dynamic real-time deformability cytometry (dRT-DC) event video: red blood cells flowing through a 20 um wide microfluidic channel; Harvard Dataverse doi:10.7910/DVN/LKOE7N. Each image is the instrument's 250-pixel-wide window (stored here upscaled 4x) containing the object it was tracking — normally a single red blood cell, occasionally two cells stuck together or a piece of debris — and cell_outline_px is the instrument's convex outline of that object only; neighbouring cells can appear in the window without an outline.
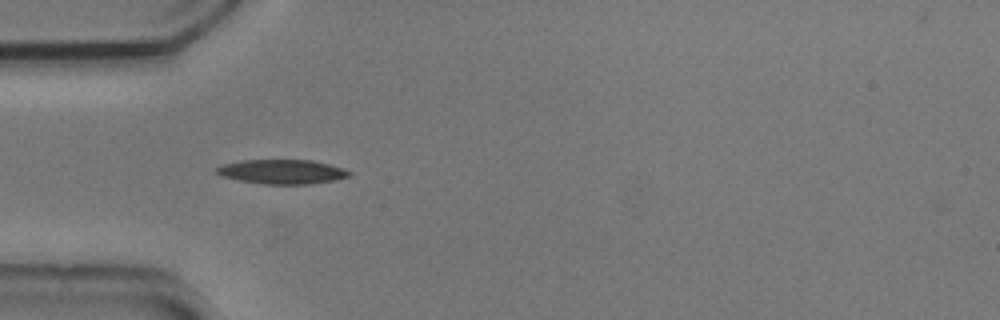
{"species": "common noctule bat (a hibernating species)", "species_latin": "Nyctalus noctula", "temperature_condition": "cold", "stored_images_in_passage": 7, "camera_frame_rate_fps": 3000, "um_per_image_px": 0.085, "animal": {"sex": "male", "body_mass_g": 20.5, "forearm_length_mm": 52.5}, "frame": {"image": 1, "passage_image": 1, "time_ms": 0.0, "image_size_px": [1000, 320], "cell_outline_px": [[352, 176], [336, 180], [312, 184], [264, 184], [240, 180], [220, 176], [216, 172], [216, 168], [224, 164], [244, 160], [312, 160], [344, 168], [352, 172]], "centroid_in_image_um": [24.04, 14.6], "position_along_channel_um": 61.0, "area_um2": 18.9}}